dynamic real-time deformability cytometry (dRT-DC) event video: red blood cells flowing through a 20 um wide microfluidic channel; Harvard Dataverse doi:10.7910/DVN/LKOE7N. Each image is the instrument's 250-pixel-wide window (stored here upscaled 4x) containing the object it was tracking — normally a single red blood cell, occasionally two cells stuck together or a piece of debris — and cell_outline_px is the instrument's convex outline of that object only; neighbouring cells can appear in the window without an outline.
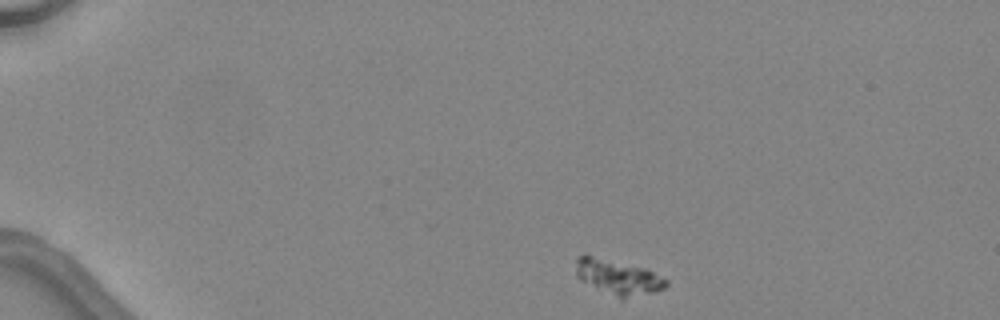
{"species": "common noctule bat (a hibernating species)", "species_latin": "Nyctalus noctula", "temperature_condition": "warm", "stored_images_in_passage": 3, "camera_frame_rate_fps": 3000, "um_per_image_px": 0.085, "animal": {"sex": "female", "body_mass_g": 24.6, "forearm_length_mm": 56.2}, "frame": {"image": 1, "passage_image": 1, "time_ms": 0.0, "image_size_px": [1000, 320], "cell_outline_px": [[668, 284], [664, 288], [656, 292], [624, 300], [620, 300], [580, 280], [576, 276], [576, 256], [584, 252], [588, 252], [644, 268], [668, 280]], "centroid_in_image_um": [52.47, 23.53], "position_along_channel_um": 32.5, "area_um2": 19.31}}